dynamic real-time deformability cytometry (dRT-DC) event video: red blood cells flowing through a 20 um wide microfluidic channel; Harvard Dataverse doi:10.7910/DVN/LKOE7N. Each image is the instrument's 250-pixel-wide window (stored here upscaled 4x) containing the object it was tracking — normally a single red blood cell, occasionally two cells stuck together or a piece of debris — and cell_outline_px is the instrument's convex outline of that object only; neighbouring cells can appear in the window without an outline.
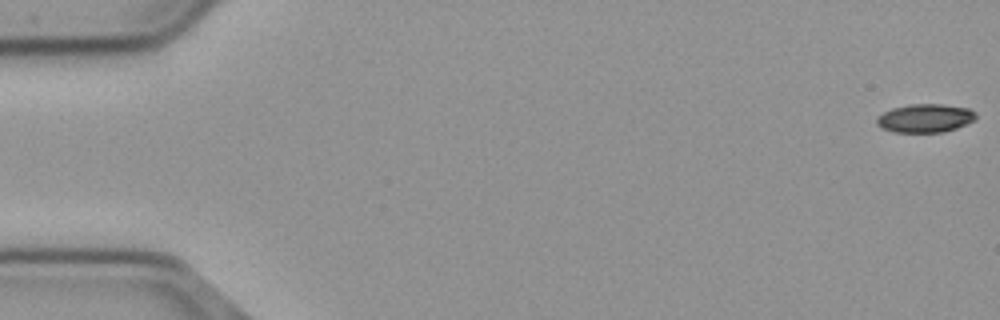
{"species": "common noctule bat (a hibernating species)", "species_latin": "Nyctalus noctula", "temperature_condition": "cold", "stored_images_in_passage": 9, "camera_frame_rate_fps": 3000, "um_per_image_px": 0.085, "animal": {"sex": "male", "body_mass_g": 23.1, "forearm_length_mm": 52.7}, "frame": {"image": 1, "passage_image": 1, "time_ms": 0.0, "image_size_px": [1000, 320], "cell_outline_px": [[976, 120], [956, 128], [944, 132], [892, 132], [876, 124], [876, 116], [892, 108], [912, 104], [940, 104], [968, 108], [976, 112]], "centroid_in_image_um": [78.64, 10.04], "position_along_channel_um": 6.4, "area_um2": 16.47}}